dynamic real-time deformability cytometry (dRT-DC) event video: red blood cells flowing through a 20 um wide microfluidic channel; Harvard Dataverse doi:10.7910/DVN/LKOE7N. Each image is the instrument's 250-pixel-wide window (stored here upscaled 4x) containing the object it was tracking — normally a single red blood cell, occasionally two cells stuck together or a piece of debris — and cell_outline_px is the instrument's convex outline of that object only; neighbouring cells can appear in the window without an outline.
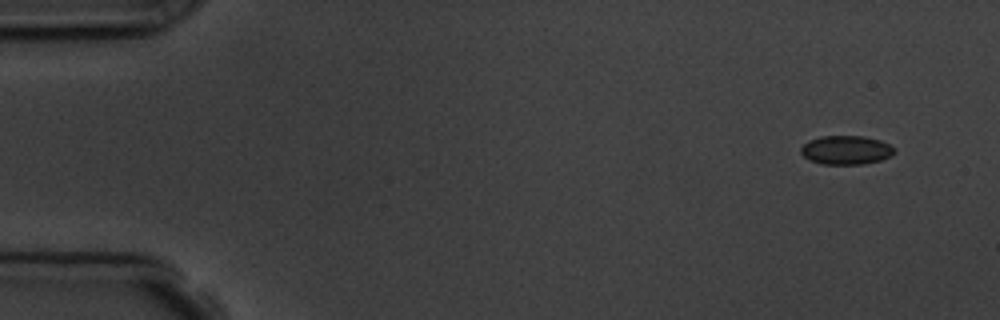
{"species": "common noctule bat (a hibernating species)", "species_latin": "Nyctalus noctula", "temperature_condition": "room temperature", "stored_images_in_passage": 8, "camera_frame_rate_fps": 3000, "um_per_image_px": 0.085, "animal": {"sex": "male", "body_mass_g": 19.5, "forearm_length_mm": 54.6}, "frame": {"image": 1, "passage_image": 1, "time_ms": 0.0, "image_size_px": [1000, 320], "cell_outline_px": [[896, 152], [892, 156], [880, 160], [864, 164], [820, 164], [804, 156], [800, 152], [800, 148], [808, 140], [820, 136], [864, 136], [880, 140], [896, 148]], "centroid_in_image_um": [71.94, 12.75], "position_along_channel_um": 13.1, "area_um2": 15.84}}
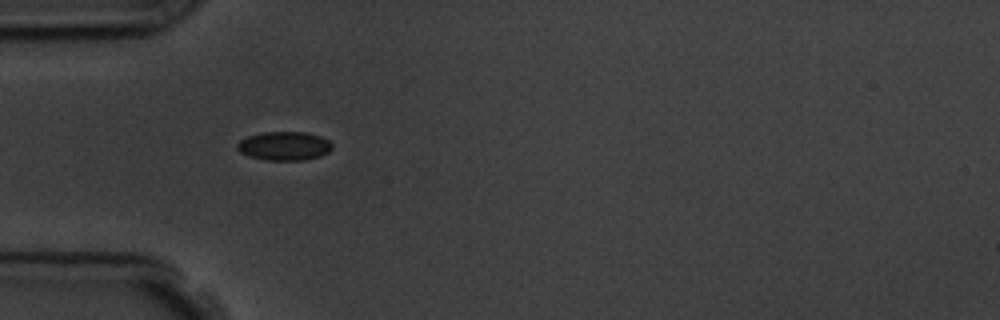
{"frame": {"image": 2, "passage_image": 4, "time_ms": 4.333, "image_size_px": [1000, 320], "cell_outline_px": [[332, 148], [328, 152], [320, 156], [304, 160], [264, 160], [248, 156], [240, 152], [236, 148], [236, 144], [240, 140], [248, 136], [264, 132], [308, 132], [320, 136], [328, 140], [332, 144]], "centroid_in_image_um": [24.15, 12.41], "position_along_channel_um": 60.9, "area_um2": 16.01}}